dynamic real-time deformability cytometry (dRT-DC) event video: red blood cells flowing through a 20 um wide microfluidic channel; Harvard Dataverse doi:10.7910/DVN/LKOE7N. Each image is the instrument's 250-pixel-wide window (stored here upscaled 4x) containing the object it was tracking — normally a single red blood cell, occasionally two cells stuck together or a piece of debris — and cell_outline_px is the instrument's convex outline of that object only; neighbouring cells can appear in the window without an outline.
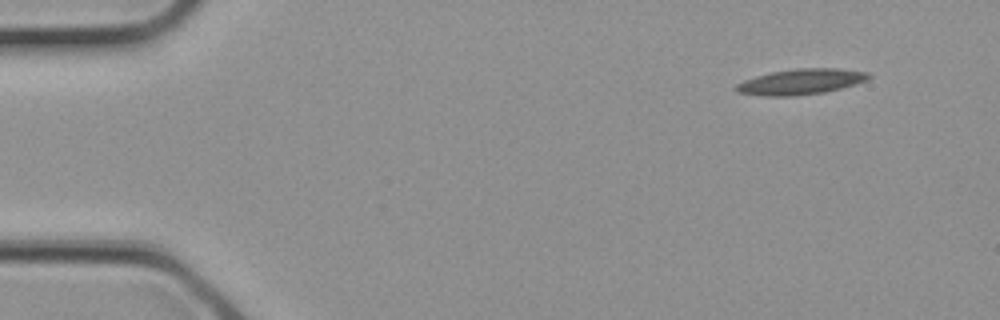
{"species": "common noctule bat (a hibernating species)", "species_latin": "Nyctalus noctula", "temperature_condition": "cold", "stored_images_in_passage": 2, "camera_frame_rate_fps": 3000, "um_per_image_px": 0.085, "animal": {"sex": "female", "body_mass_g": 21.9}, "frame": {"image": 1, "passage_image": 1, "time_ms": 0.0, "image_size_px": [1000, 320], "cell_outline_px": [[872, 76], [868, 80], [856, 84], [824, 92], [792, 96], [764, 96], [736, 92], [732, 88], [736, 84], [744, 80], [756, 76], [772, 72], [796, 68], [840, 68], [868, 72]], "centroid_in_image_um": [68.07, 6.94], "position_along_channel_um": 16.9, "area_um2": 19.88}}